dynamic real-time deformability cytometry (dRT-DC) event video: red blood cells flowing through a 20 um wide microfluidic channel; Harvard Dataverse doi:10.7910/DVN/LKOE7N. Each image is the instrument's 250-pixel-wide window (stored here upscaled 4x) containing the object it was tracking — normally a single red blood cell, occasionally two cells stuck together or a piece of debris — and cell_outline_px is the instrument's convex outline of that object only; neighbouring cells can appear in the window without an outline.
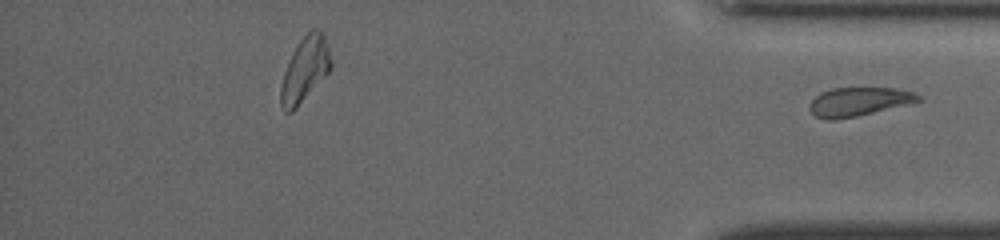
{"species": "common noctule bat (a hibernating species)", "species_latin": "Nyctalus noctula", "temperature_condition": "cold", "stored_images_in_passage": 37, "segment_of_instrument_passage": [2, 2], "camera_frame_rate_fps": 3000, "um_per_image_px": 0.085, "animal": {"sex": "female", "body_mass_g": 19.5, "forearm_length_mm": 54.1}, "frame": {"image": 1, "passage_image": 37, "time_ms": 12.0, "image_size_px": [1000, 240], "cell_outline_px": [[920, 100], [856, 116], [836, 120], [824, 120], [816, 116], [808, 108], [808, 104], [820, 92], [832, 88], [892, 88], [912, 92], [920, 96]], "centroid_in_image_um": [72.88, 8.64], "position_along_channel_um": 362.3, "area_um2": 17.8}}